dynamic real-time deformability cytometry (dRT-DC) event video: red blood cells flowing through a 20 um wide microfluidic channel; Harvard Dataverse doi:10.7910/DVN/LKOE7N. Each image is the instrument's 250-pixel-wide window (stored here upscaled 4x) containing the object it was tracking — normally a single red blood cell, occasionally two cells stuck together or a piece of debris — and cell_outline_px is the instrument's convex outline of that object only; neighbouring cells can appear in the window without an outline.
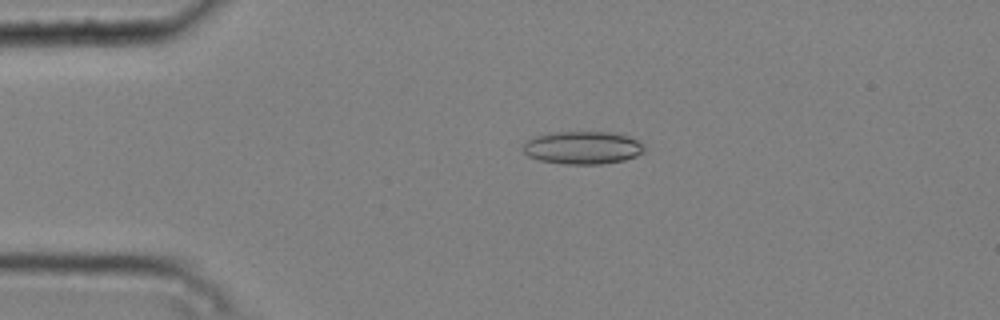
{"species": "common noctule bat (a hibernating species)", "species_latin": "Nyctalus noctula", "temperature_condition": "cold", "stored_images_in_passage": 2, "camera_frame_rate_fps": 3000, "um_per_image_px": 0.085, "animal": {"sex": "male", "body_mass_g": 20.4}, "frame": {"image": 1, "passage_image": 1, "time_ms": 0.0, "image_size_px": [1000, 320], "cell_outline_px": [[644, 152], [636, 156], [624, 160], [600, 164], [564, 164], [540, 160], [528, 156], [520, 148], [524, 140], [548, 132], [616, 132], [628, 136], [636, 140], [644, 148]], "centroid_in_image_um": [49.46, 12.54], "position_along_channel_um": 35.5, "area_um2": 23.41}}